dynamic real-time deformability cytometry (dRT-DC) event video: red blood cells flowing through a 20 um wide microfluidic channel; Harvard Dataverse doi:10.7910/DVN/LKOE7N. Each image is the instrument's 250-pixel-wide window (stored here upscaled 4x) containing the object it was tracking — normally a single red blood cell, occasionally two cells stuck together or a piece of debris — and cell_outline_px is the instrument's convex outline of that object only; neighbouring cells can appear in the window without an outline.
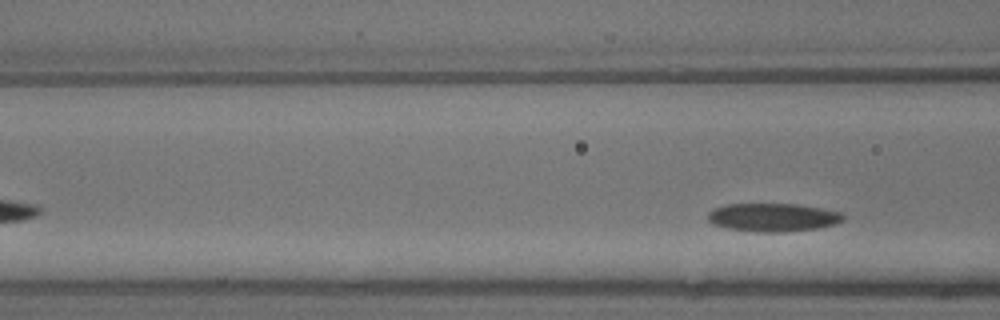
{"species": "common noctule bat (a hibernating species)", "species_latin": "Nyctalus noctula", "temperature_condition": "warm", "stored_images_in_passage": 5, "segment_of_instrument_passage": [2, 2], "camera_frame_rate_fps": 3000, "um_per_image_px": 0.085, "animal": {"sex": "male", "body_mass_g": 13.3}, "frame": {"image": 1, "passage_image": 5, "time_ms": 1.333, "image_size_px": [1000, 320], "cell_outline_px": [[844, 220], [836, 224], [816, 228], [784, 232], [756, 232], [728, 228], [712, 224], [708, 220], [708, 212], [712, 208], [724, 204], [796, 204], [820, 208], [840, 212], [844, 216]], "centroid_in_image_um": [65.66, 18.47], "position_along_channel_um": 100.9, "area_um2": 22.37}}